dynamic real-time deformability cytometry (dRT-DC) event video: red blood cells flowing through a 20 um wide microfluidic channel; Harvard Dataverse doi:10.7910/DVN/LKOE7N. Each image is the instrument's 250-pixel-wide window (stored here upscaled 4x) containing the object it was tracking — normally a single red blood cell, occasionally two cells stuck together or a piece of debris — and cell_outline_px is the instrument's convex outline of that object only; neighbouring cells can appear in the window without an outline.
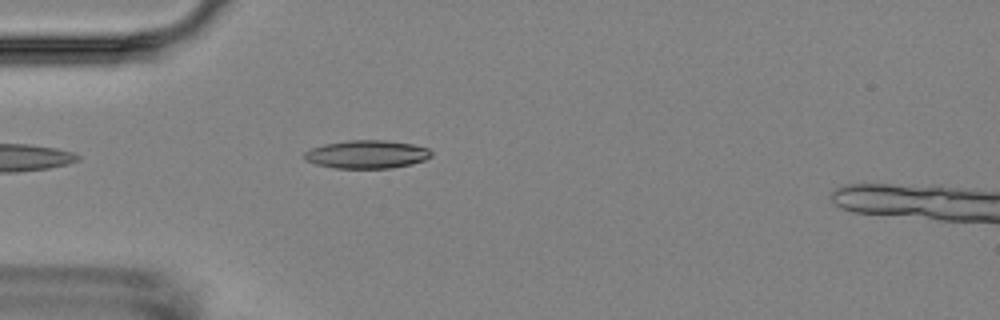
{"species": "Egyptian fruit bat (a non-hibernating species)", "species_latin": "Rousettus aegyptiacus", "temperature_condition": "room temperature", "stored_images_in_passage": 1, "camera_frame_rate_fps": 3000, "um_per_image_px": 0.085, "animal": {"sex": "female"}, "frame": {"image": 1, "passage_image": 1, "time_ms": 0.0, "image_size_px": [1000, 320], "cell_outline_px": [[432, 156], [424, 160], [412, 164], [392, 168], [336, 168], [316, 164], [308, 160], [304, 156], [304, 152], [312, 148], [324, 144], [348, 140], [384, 140], [412, 144], [428, 148], [432, 152]], "centroid_in_image_um": [31.21, 13.11], "position_along_channel_um": 53.8, "area_um2": 20.75}}